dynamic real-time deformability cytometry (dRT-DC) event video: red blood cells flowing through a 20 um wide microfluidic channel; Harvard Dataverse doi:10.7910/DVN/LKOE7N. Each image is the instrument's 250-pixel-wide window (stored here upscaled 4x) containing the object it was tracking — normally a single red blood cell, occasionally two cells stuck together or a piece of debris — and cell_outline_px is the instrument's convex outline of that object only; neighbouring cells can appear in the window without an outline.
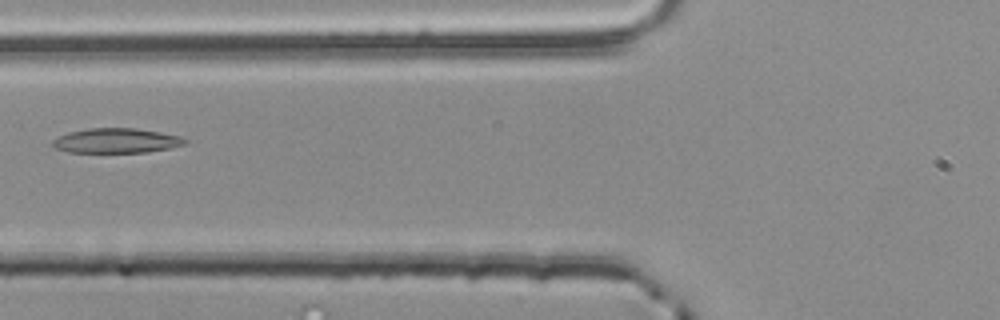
{"species": "common noctule bat (a hibernating species)", "species_latin": "Nyctalus noctula", "temperature_condition": "room temperature", "stored_images_in_passage": 4, "camera_frame_rate_fps": 3000, "um_per_image_px": 0.085, "animal": {"sex": "male", "body_mass_g": 20.4}, "frame": {"image": 1, "passage_image": 4, "time_ms": 1.0, "image_size_px": [1000, 320], "cell_outline_px": [[188, 140], [184, 144], [168, 148], [148, 152], [68, 152], [56, 148], [52, 144], [52, 140], [68, 132], [88, 128], [136, 128], [160, 132], [180, 136]], "centroid_in_image_um": [9.88, 11.95], "position_along_channel_um": 115.9, "area_um2": 18.96}}